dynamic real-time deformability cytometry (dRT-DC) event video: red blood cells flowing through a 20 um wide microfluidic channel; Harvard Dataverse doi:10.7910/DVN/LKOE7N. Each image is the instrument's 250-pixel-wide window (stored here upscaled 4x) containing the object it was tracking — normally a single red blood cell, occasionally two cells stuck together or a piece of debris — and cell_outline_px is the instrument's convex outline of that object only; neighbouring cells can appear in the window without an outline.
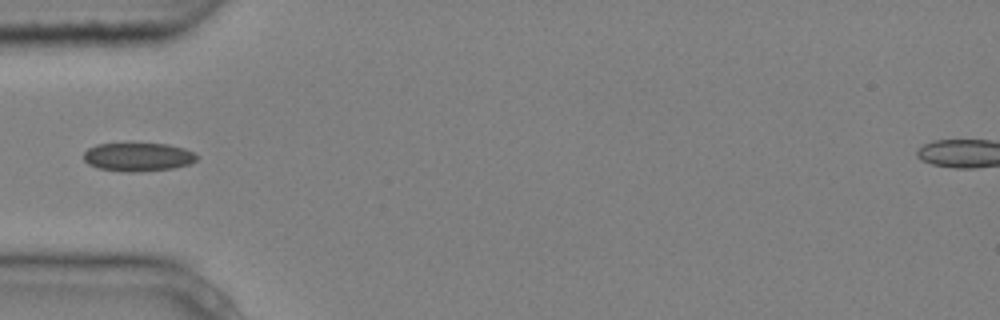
{"species": "common noctule bat (a hibernating species)", "species_latin": "Nyctalus noctula", "temperature_condition": "cold", "stored_images_in_passage": 5, "camera_frame_rate_fps": 3000, "um_per_image_px": 0.085, "animal": {"sex": "male", "body_mass_g": 20.4}, "frame": {"image": 1, "passage_image": 5, "time_ms": 1.333, "image_size_px": [1000, 320], "cell_outline_px": [[200, 156], [196, 160], [188, 164], [172, 168], [132, 172], [128, 172], [96, 168], [88, 164], [84, 160], [84, 152], [88, 148], [96, 144], [168, 144], [184, 148]], "centroid_in_image_um": [11.71, 13.34], "position_along_channel_um": 73.3, "area_um2": 18.67}}